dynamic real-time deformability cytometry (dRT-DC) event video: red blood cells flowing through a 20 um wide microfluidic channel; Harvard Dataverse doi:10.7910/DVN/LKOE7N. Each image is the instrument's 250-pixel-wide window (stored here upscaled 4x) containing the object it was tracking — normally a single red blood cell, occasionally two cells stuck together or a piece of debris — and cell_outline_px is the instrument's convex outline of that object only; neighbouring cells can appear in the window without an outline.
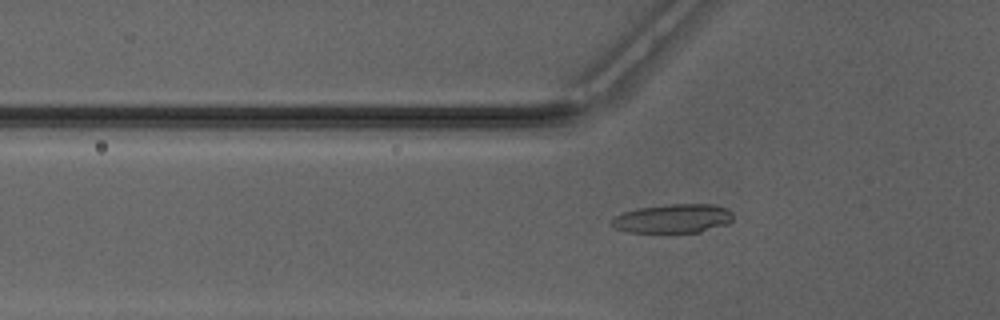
{"species": "Egyptian fruit bat (a non-hibernating species)", "species_latin": "Rousettus aegyptiacus", "temperature_condition": "warm", "stored_images_in_passage": 40, "camera_frame_rate_fps": 3000, "um_per_image_px": 0.085, "animal": {"sex": "male"}, "frame": {"image": 1, "passage_image": 9, "time_ms": 2.667, "image_size_px": [1000, 320], "cell_outline_px": [[732, 220], [728, 224], [700, 232], [668, 236], [628, 232], [616, 228], [608, 224], [616, 216], [624, 212], [640, 208], [664, 204], [712, 204], [724, 208], [732, 212]], "centroid_in_image_um": [57.17, 18.64], "position_along_channel_um": 68.6, "area_um2": 21.44}}
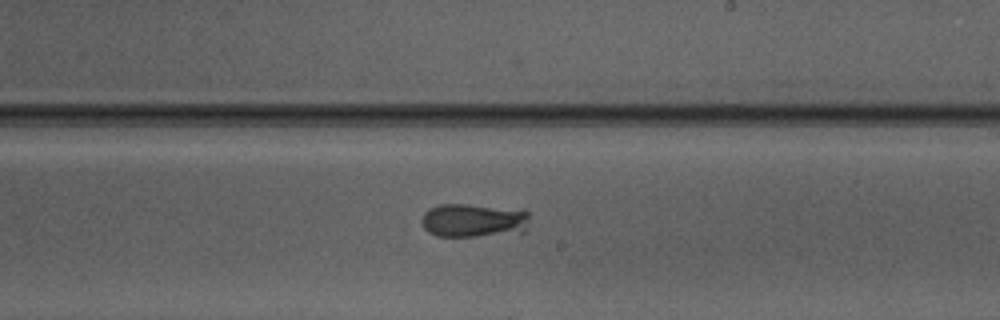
{"frame": {"image": 2, "passage_image": 22, "time_ms": 7.0, "image_size_px": [1000, 320], "cell_outline_px": [[528, 216], [524, 232], [476, 236], [436, 236], [428, 232], [424, 228], [420, 220], [424, 212], [428, 208], [440, 204], [468, 204], [528, 212]], "centroid_in_image_um": [40.15, 18.74], "position_along_channel_um": 248.9, "area_um2": 20.87}}
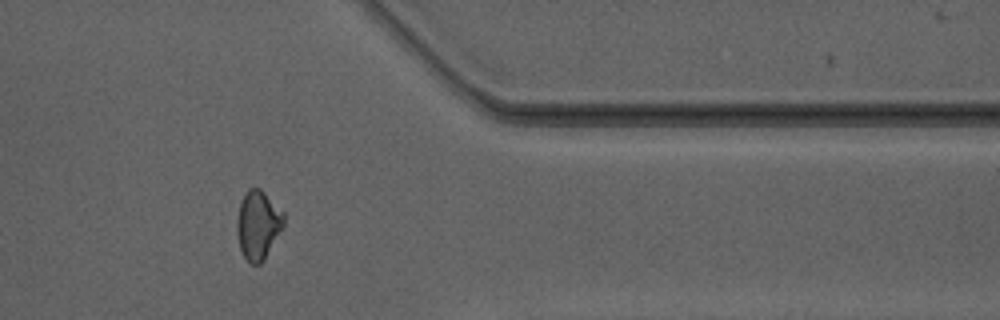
{"frame": {"image": 3, "passage_image": 33, "time_ms": 10.667, "image_size_px": [1000, 320], "cell_outline_px": [[284, 224], [264, 260], [260, 264], [252, 264], [244, 256], [240, 248], [236, 232], [236, 220], [240, 200], [248, 188], [260, 188], [284, 212]], "centroid_in_image_um": [21.91, 19.09], "position_along_channel_um": 389.5, "area_um2": 18.79}}